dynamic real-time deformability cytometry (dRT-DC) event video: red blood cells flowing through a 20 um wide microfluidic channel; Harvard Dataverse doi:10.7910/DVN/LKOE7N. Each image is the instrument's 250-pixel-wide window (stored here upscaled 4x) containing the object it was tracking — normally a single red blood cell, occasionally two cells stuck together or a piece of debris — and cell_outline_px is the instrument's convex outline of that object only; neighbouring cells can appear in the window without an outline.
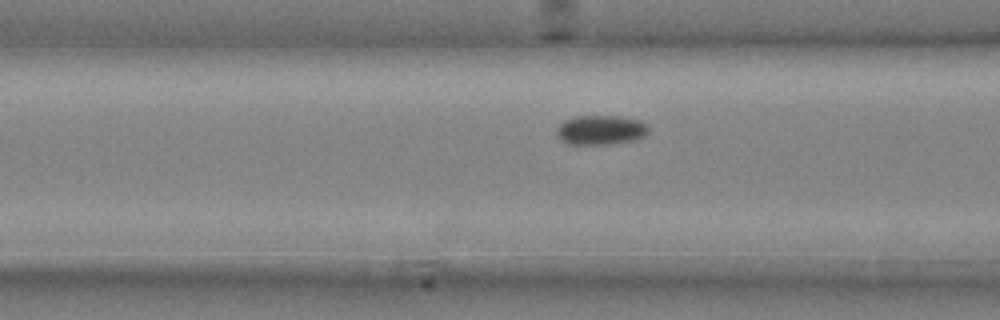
{"species": "common noctule bat (a hibernating species)", "species_latin": "Nyctalus noctula", "temperature_condition": "cold", "stored_images_in_passage": 5, "camera_frame_rate_fps": 3000, "um_per_image_px": 0.085, "animal": {"sex": "male", "body_mass_g": 20.4}, "frame": {"image": 1, "passage_image": 5, "time_ms": 1.333, "image_size_px": [1000, 320], "cell_outline_px": [[648, 132], [644, 136], [636, 140], [608, 144], [568, 144], [560, 140], [556, 136], [556, 128], [564, 120], [576, 116], [620, 116], [640, 120], [648, 128]], "centroid_in_image_um": [51.03, 11.05], "position_along_channel_um": 115.6, "area_um2": 15.9}}